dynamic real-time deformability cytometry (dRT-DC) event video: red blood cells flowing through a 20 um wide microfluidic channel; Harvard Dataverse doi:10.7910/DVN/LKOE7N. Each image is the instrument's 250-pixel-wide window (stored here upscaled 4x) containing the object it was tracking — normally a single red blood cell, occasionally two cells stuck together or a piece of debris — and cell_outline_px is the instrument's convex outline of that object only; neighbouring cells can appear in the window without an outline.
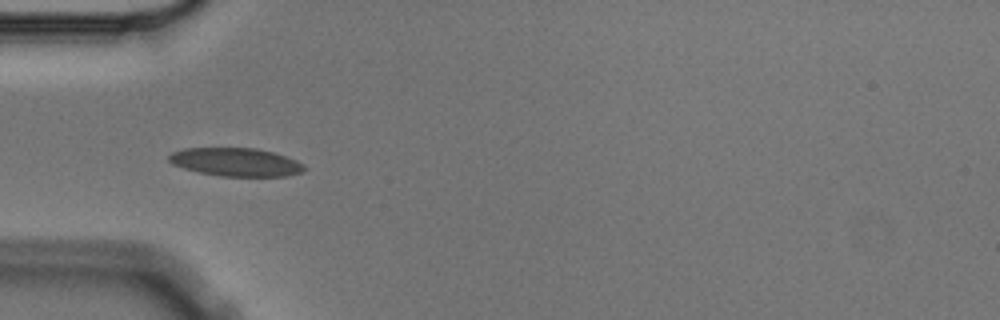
{"species": "Egyptian fruit bat (a non-hibernating species)", "species_latin": "Rousettus aegyptiacus", "temperature_condition": "cold", "stored_images_in_passage": 7, "camera_frame_rate_fps": 3000, "um_per_image_px": 0.085, "animal": {"sex": "male"}, "frame": {"image": 1, "passage_image": 4, "time_ms": 1.0, "image_size_px": [1000, 320], "cell_outline_px": [[308, 168], [304, 172], [288, 176], [220, 176], [200, 172], [184, 168], [172, 164], [168, 160], [168, 156], [172, 152], [184, 148], [256, 148], [272, 152], [296, 160], [304, 164]], "centroid_in_image_um": [20.08, 13.78], "position_along_channel_um": 64.9, "area_um2": 22.37}}
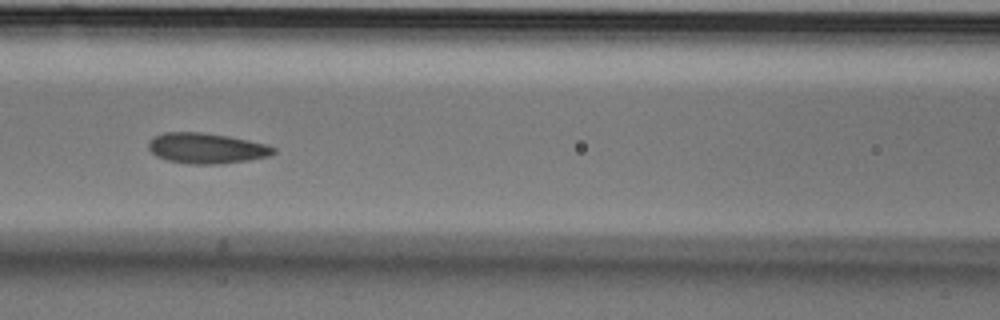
{"frame": {"image": 2, "passage_image": 6, "time_ms": 1.667, "image_size_px": [1000, 320], "cell_outline_px": [[276, 152], [268, 156], [248, 160], [220, 164], [188, 164], [168, 160], [156, 156], [148, 148], [148, 140], [152, 136], [164, 132], [200, 132], [228, 136], [268, 144], [276, 148]], "centroid_in_image_um": [17.53, 12.59], "position_along_channel_um": 149.1, "area_um2": 22.37}}
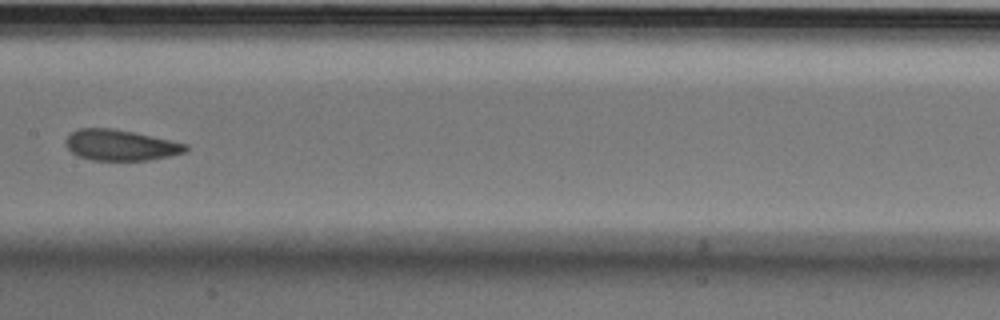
{"frame": {"image": 3, "passage_image": 7, "time_ms": 2.0, "image_size_px": [1000, 320], "cell_outline_px": [[188, 152], [148, 160], [92, 160], [76, 156], [64, 144], [68, 136], [72, 132], [80, 128], [112, 128], [132, 132], [188, 144]], "centroid_in_image_um": [10.24, 12.34], "position_along_channel_um": 197.2, "area_um2": 21.44}}